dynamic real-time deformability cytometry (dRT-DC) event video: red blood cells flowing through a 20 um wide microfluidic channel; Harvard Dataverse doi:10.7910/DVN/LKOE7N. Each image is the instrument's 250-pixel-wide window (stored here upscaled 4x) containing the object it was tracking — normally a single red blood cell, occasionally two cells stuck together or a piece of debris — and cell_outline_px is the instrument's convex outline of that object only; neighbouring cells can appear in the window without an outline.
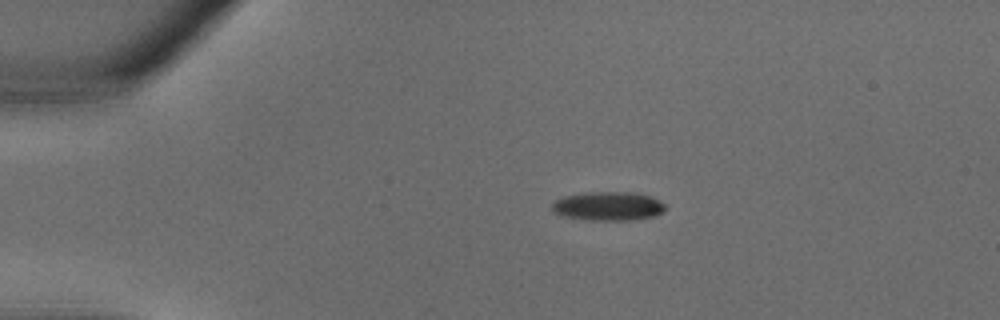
{"species": "common noctule bat (a hibernating species)", "species_latin": "Nyctalus noctula", "temperature_condition": "warm", "stored_images_in_passage": 34, "camera_frame_rate_fps": 3000, "um_per_image_px": 0.085, "animal": {"sex": "male", "body_mass_g": 18.8}, "frame": {"image": 1, "passage_image": 7, "time_ms": 2.0, "image_size_px": [1000, 320], "cell_outline_px": [[664, 208], [656, 216], [628, 220], [588, 220], [560, 216], [552, 208], [552, 204], [556, 200], [564, 196], [588, 192], [628, 192], [648, 196], [664, 204]], "centroid_in_image_um": [51.63, 17.53], "position_along_channel_um": 33.4, "area_um2": 18.73}}
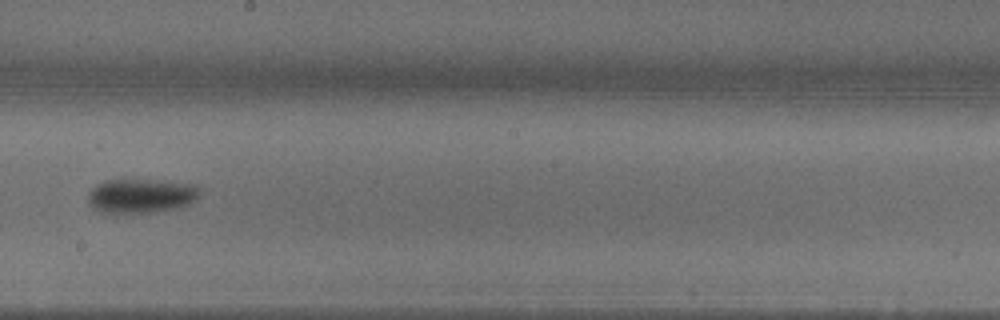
{"frame": {"image": 2, "passage_image": 20, "time_ms": 6.333, "image_size_px": [1000, 320], "cell_outline_px": [[200, 196], [188, 204], [156, 212], [100, 212], [92, 208], [88, 204], [88, 192], [96, 184], [104, 180], [156, 180], [196, 184], [200, 188]], "centroid_in_image_um": [11.97, 16.63], "position_along_channel_um": 236.2, "area_um2": 22.31}}
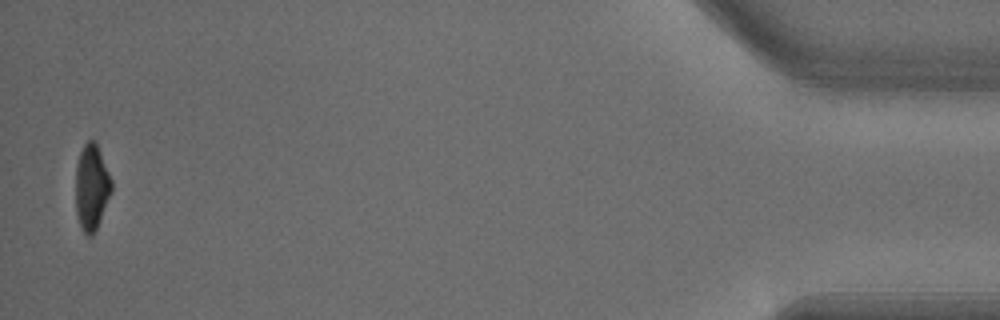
{"frame": {"image": 3, "passage_image": 34, "time_ms": 11.0, "image_size_px": [1000, 320], "cell_outline_px": [[112, 192], [100, 220], [92, 236], [88, 236], [84, 232], [80, 224], [76, 212], [76, 164], [80, 152], [84, 144], [88, 140], [96, 140], [112, 180]], "centroid_in_image_um": [7.8, 15.87], "position_along_channel_um": 427.4, "area_um2": 17.98}}